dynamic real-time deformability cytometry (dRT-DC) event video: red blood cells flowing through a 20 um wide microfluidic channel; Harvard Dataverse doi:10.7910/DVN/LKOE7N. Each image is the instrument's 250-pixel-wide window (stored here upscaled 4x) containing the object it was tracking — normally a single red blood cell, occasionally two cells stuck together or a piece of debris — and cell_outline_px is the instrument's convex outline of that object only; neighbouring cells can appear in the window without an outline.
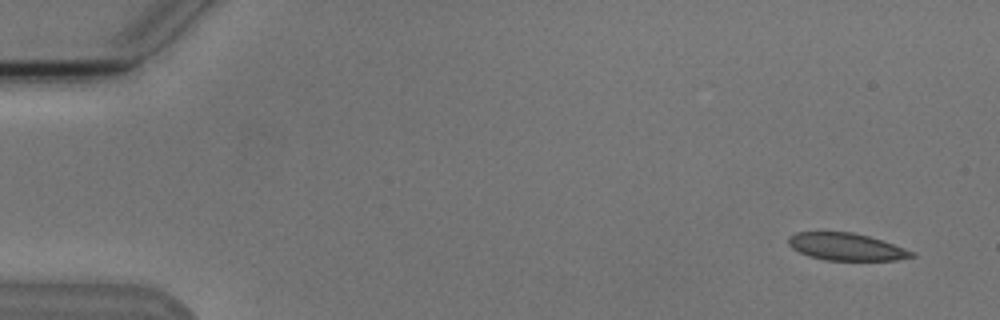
{"species": "Egyptian fruit bat (a non-hibernating species)", "species_latin": "Rousettus aegyptiacus", "temperature_condition": "cold", "stored_images_in_passage": 5, "camera_frame_rate_fps": 3000, "um_per_image_px": 0.085, "animal": {"sex": "male"}, "frame": {"image": 1, "passage_image": 1, "time_ms": 0.0, "image_size_px": [1000, 320], "cell_outline_px": [[916, 256], [896, 260], [824, 260], [808, 256], [792, 248], [788, 244], [788, 236], [796, 232], [852, 232], [868, 236], [916, 252]], "centroid_in_image_um": [71.91, 20.98], "position_along_channel_um": 13.1, "area_um2": 19.54}}